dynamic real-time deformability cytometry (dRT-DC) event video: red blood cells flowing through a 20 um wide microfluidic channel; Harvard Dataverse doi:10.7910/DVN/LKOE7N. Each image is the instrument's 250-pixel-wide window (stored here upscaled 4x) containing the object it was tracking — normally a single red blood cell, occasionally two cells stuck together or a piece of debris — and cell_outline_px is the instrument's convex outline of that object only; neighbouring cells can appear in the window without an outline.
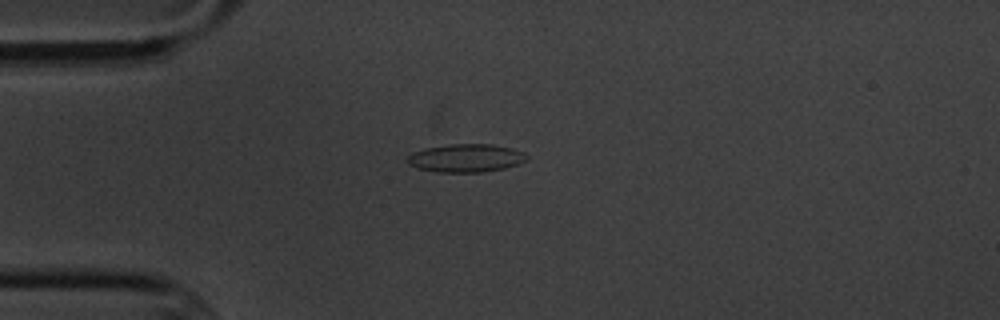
{"species": "common noctule bat (a hibernating species)", "species_latin": "Nyctalus noctula", "temperature_condition": "cold", "stored_images_in_passage": 1, "camera_frame_rate_fps": 3000, "um_per_image_px": 0.085, "animal": {"sex": "male", "body_mass_g": 20.1, "forearm_length_mm": 53.5}, "frame": {"image": 1, "passage_image": 1, "time_ms": 0.0, "image_size_px": [1000, 320], "cell_outline_px": [[528, 160], [504, 168], [480, 172], [436, 172], [416, 168], [408, 164], [408, 156], [412, 152], [424, 148], [448, 144], [492, 144], [512, 148], [524, 152], [528, 156]], "centroid_in_image_um": [39.59, 13.43], "position_along_channel_um": 45.4, "area_um2": 19.65}}